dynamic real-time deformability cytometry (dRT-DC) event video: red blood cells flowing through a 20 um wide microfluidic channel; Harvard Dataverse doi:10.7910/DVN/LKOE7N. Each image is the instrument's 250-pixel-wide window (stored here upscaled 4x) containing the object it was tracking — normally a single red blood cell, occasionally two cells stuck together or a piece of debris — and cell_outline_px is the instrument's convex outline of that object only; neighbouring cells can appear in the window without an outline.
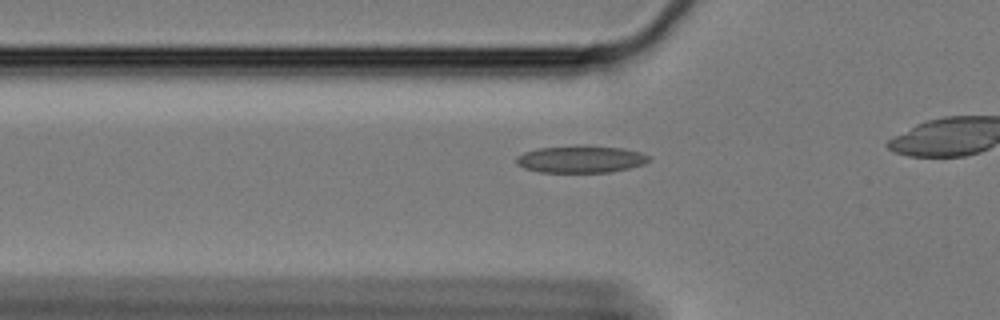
{"species": "Egyptian fruit bat (a non-hibernating species)", "species_latin": "Rousettus aegyptiacus", "temperature_condition": "cold", "stored_images_in_passage": 38, "camera_frame_rate_fps": 3000, "um_per_image_px": 0.085, "animal": {"sex": "female"}, "frame": {"image": 1, "passage_image": 9, "time_ms": 2.667, "image_size_px": [1000, 320], "cell_outline_px": [[652, 160], [644, 164], [612, 172], [540, 172], [524, 168], [516, 164], [516, 156], [524, 152], [536, 148], [576, 144], [584, 144], [624, 148], [640, 152], [648, 156]], "centroid_in_image_um": [49.35, 13.5], "position_along_channel_um": 76.4, "area_um2": 21.5}}
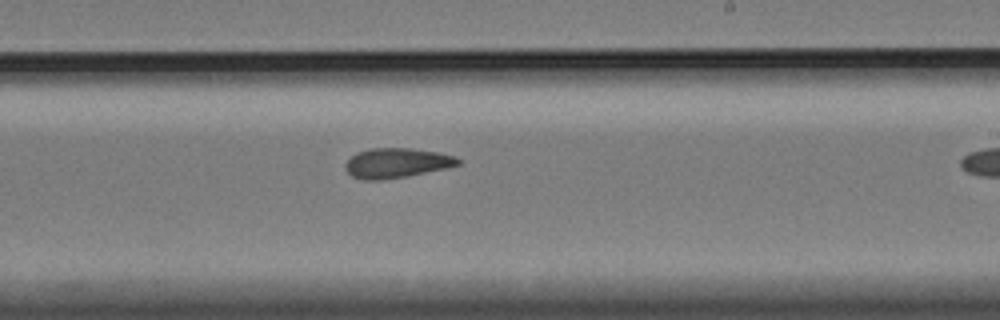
{"frame": {"image": 2, "passage_image": 25, "time_ms": 8.0, "image_size_px": [1000, 320], "cell_outline_px": [[460, 164], [448, 168], [404, 176], [380, 180], [364, 180], [352, 176], [344, 168], [344, 164], [356, 152], [372, 148], [412, 148], [436, 152], [456, 156], [460, 160]], "centroid_in_image_um": [33.7, 13.85], "position_along_channel_um": 255.3, "area_um2": 19.48}}
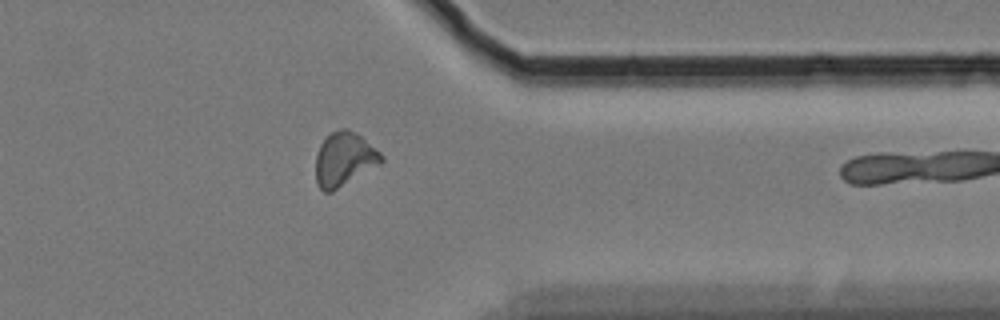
{"frame": {"image": 3, "passage_image": 37, "time_ms": 12.0, "image_size_px": [1000, 320], "cell_outline_px": [[384, 160], [380, 164], [332, 192], [324, 192], [316, 184], [316, 152], [320, 144], [332, 132], [340, 128], [348, 128], [356, 132], [380, 152], [384, 156]], "centroid_in_image_um": [29.25, 13.53], "position_along_channel_um": 382.2, "area_um2": 20.63}}